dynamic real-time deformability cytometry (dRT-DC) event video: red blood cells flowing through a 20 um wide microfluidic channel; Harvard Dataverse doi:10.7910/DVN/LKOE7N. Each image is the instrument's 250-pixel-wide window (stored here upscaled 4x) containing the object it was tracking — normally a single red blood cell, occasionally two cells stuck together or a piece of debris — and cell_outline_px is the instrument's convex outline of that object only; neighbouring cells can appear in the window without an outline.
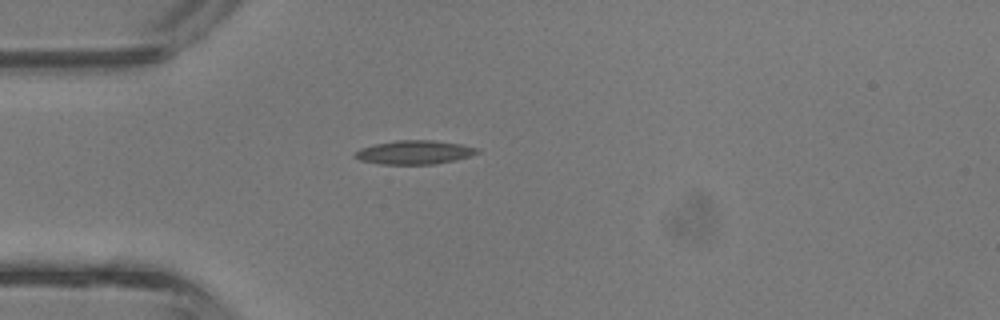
{"species": "common noctule bat (a hibernating species)", "species_latin": "Nyctalus noctula", "temperature_condition": "room temperature", "stored_images_in_passage": 1, "camera_frame_rate_fps": 3000, "um_per_image_px": 0.085, "animal": {"sex": "male", "body_mass_g": 13.3}, "frame": {"image": 1, "passage_image": 1, "time_ms": 0.0, "image_size_px": [1000, 320], "cell_outline_px": [[480, 152], [456, 160], [432, 164], [380, 164], [360, 160], [352, 156], [360, 148], [372, 144], [396, 140], [432, 140], [460, 144], [480, 148]], "centroid_in_image_um": [35.2, 12.94], "position_along_channel_um": 49.8, "area_um2": 16.99}}